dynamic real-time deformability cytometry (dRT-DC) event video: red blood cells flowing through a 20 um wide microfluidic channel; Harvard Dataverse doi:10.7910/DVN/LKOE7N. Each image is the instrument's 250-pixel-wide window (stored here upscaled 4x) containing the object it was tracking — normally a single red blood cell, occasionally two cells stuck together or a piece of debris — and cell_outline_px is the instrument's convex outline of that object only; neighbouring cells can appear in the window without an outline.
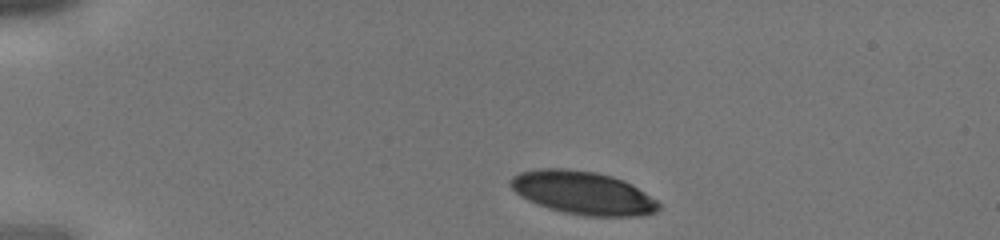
{"species": "human", "species_latin": "Homo sapiens", "temperature_condition": "cold", "stored_images_in_passage": 34, "camera_frame_rate_fps": 3000, "um_per_image_px": 0.085, "donor": {"sex": "male"}, "frame": {"image": 1, "passage_image": 1, "time_ms": 0.0, "image_size_px": [1000, 240], "cell_outline_px": [[660, 208], [656, 212], [640, 216], [584, 216], [564, 212], [548, 208], [528, 200], [520, 196], [508, 184], [508, 180], [512, 176], [520, 172], [544, 168], [568, 168], [596, 172], [612, 176], [624, 180], [632, 184], [656, 200], [660, 204]], "centroid_in_image_um": [49.54, 16.39], "position_along_channel_um": 35.5, "area_um2": 37.4}}
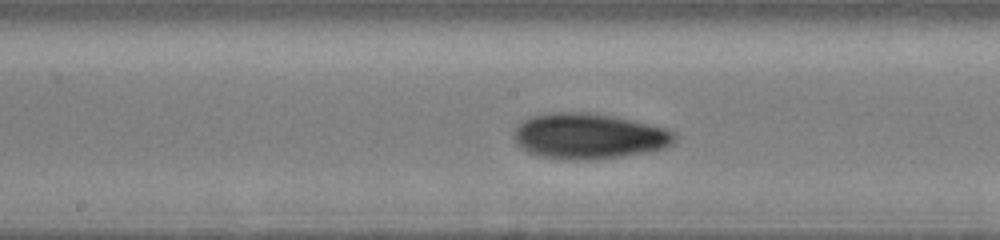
{"frame": {"image": 2, "passage_image": 15, "time_ms": 4.667, "image_size_px": [1000, 240], "cell_outline_px": [[676, 140], [672, 144], [664, 148], [648, 152], [592, 160], [560, 160], [536, 156], [528, 152], [516, 144], [512, 136], [516, 124], [528, 116], [548, 112], [592, 112], [616, 116], [668, 128], [676, 132]], "centroid_in_image_um": [50.01, 11.56], "position_along_channel_um": 198.2, "area_um2": 43.81}}
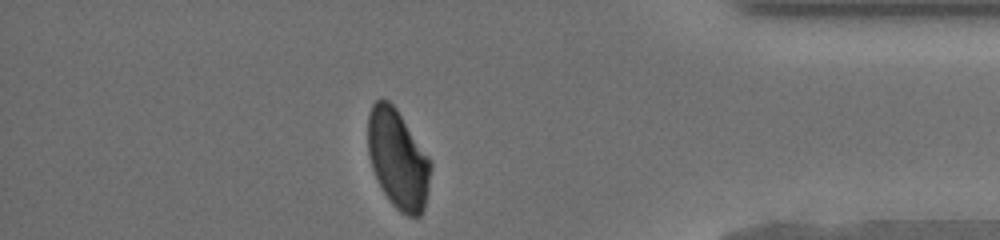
{"frame": {"image": 3, "passage_image": 29, "time_ms": 9.333, "image_size_px": [1000, 240], "cell_outline_px": [[432, 168], [424, 208], [420, 216], [408, 216], [400, 212], [388, 200], [372, 168], [368, 156], [368, 112], [372, 104], [376, 100], [388, 100], [396, 108], [428, 156], [432, 164]], "centroid_in_image_um": [33.82, 13.53], "position_along_channel_um": 401.4, "area_um2": 36.01}}